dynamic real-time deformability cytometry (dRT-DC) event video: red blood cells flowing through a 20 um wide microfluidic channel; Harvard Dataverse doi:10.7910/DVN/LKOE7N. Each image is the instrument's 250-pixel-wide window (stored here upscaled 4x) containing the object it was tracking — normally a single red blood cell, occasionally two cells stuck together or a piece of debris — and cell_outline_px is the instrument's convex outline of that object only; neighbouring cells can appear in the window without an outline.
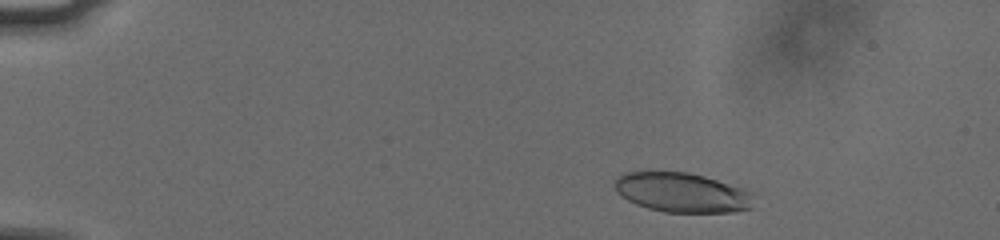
{"species": "human", "species_latin": "Homo sapiens", "temperature_condition": "cold", "stored_images_in_passage": 42, "camera_frame_rate_fps": 3000, "um_per_image_px": 0.085, "donor": {"sex": "male"}, "frame": {"image": 1, "passage_image": 2, "time_ms": 0.333, "image_size_px": [1000, 240], "cell_outline_px": [[752, 208], [736, 212], [664, 212], [648, 208], [636, 204], [620, 196], [616, 192], [612, 184], [616, 176], [624, 172], [688, 172], [704, 176], [740, 188], [748, 196]], "centroid_in_image_um": [57.82, 16.36], "position_along_channel_um": 27.2, "area_um2": 31.67}}
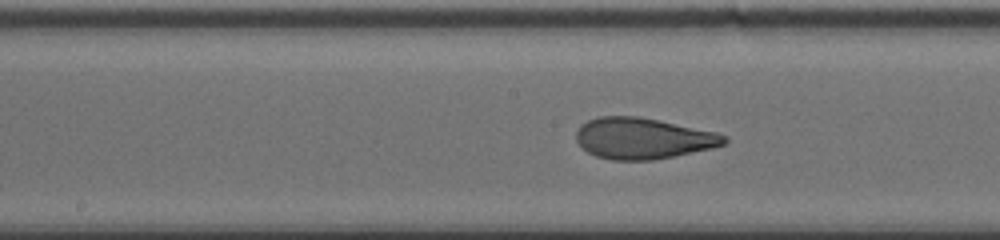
{"frame": {"image": 2, "passage_image": 23, "time_ms": 7.333, "image_size_px": [1000, 240], "cell_outline_px": [[728, 140], [724, 144], [712, 148], [676, 156], [652, 160], [612, 160], [596, 156], [588, 152], [576, 140], [576, 132], [580, 124], [588, 120], [600, 116], [640, 116], [716, 132], [728, 136]], "centroid_in_image_um": [54.66, 11.76], "position_along_channel_um": 193.5, "area_um2": 35.55}}
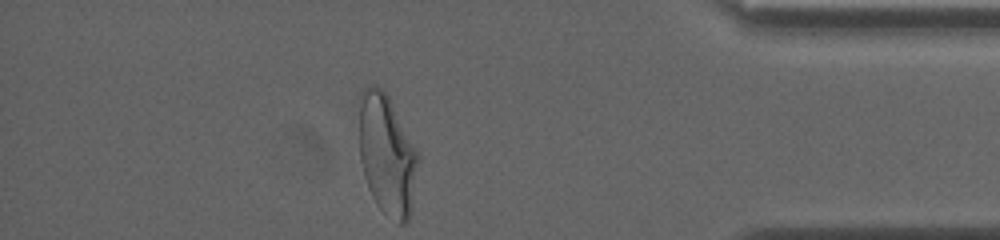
{"frame": {"image": 3, "passage_image": 42, "time_ms": 13.667, "image_size_px": [1000, 240], "cell_outline_px": [[420, 156], [408, 220], [404, 224], [400, 224], [384, 212], [376, 204], [368, 188], [364, 176], [360, 160], [360, 92], [364, 88], [372, 84], [376, 84], [388, 96]], "centroid_in_image_um": [32.88, 13.14], "position_along_channel_um": 402.3, "area_um2": 40.92}, "authors_computed_cell_mechanics": {"area_um2": 35.3158, "velocity_mm_per_s": 3.7573, "shape_relaxation_time_tau1_ms": 5.7685, "shape_relaxation_time_tau2_ms": 1.1056, "deformation_change_tau1": 0.2105, "deformation_change_tau2": 0.0902}}